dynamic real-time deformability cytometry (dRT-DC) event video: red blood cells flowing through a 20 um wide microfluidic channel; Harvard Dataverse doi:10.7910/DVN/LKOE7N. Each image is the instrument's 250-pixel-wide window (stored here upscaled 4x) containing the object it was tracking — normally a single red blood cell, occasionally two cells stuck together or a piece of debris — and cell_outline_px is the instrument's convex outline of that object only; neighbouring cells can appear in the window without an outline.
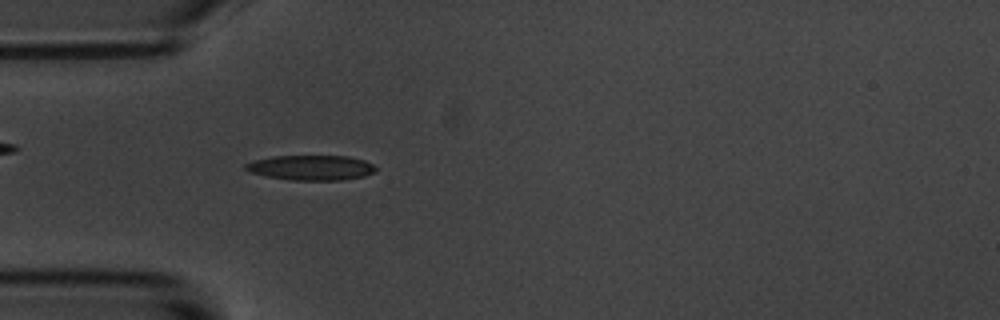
{"species": "common noctule bat (a hibernating species)", "species_latin": "Nyctalus noctula", "temperature_condition": "room temperature", "stored_images_in_passage": 4, "camera_frame_rate_fps": 3000, "um_per_image_px": 0.085, "animal": {"sex": "male", "body_mass_g": 20.1, "forearm_length_mm": 53.5}, "frame": {"image": 1, "passage_image": 4, "time_ms": 3.667, "image_size_px": [1000, 320], "cell_outline_px": [[376, 168], [372, 172], [364, 176], [340, 180], [292, 180], [264, 176], [252, 172], [244, 168], [244, 164], [252, 160], [272, 156], [348, 156], [364, 160], [372, 164]], "centroid_in_image_um": [26.39, 14.24], "position_along_channel_um": 58.6, "area_um2": 18.9}}